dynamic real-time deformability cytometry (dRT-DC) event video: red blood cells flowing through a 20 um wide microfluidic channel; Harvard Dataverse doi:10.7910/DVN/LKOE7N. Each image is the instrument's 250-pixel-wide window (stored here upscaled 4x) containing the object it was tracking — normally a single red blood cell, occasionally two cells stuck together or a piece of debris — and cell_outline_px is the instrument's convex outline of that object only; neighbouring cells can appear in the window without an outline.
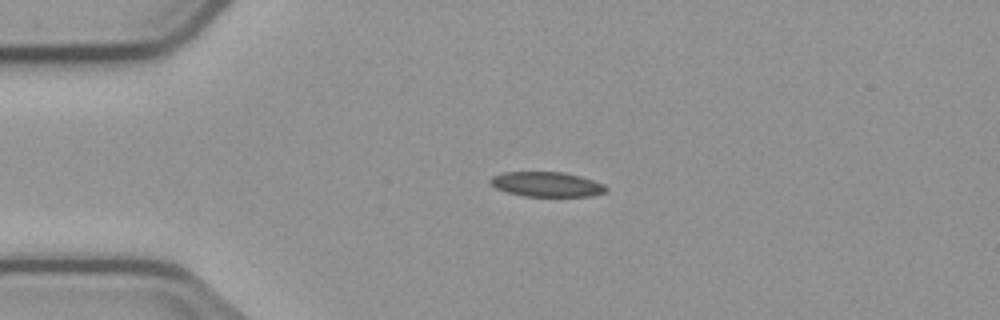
{"species": "common noctule bat (a hibernating species)", "species_latin": "Nyctalus noctula", "temperature_condition": "cold", "stored_images_in_passage": 3, "camera_frame_rate_fps": 3000, "um_per_image_px": 0.085, "animal": {"sex": "male", "body_mass_g": 23.1, "forearm_length_mm": 52.7}, "frame": {"image": 1, "passage_image": 2, "time_ms": 2.0, "image_size_px": [1000, 320], "cell_outline_px": [[608, 192], [592, 196], [524, 196], [508, 192], [496, 188], [488, 180], [492, 176], [504, 172], [564, 172], [580, 176], [604, 184], [608, 188]], "centroid_in_image_um": [46.5, 15.67], "position_along_channel_um": 38.5, "area_um2": 16.76}}